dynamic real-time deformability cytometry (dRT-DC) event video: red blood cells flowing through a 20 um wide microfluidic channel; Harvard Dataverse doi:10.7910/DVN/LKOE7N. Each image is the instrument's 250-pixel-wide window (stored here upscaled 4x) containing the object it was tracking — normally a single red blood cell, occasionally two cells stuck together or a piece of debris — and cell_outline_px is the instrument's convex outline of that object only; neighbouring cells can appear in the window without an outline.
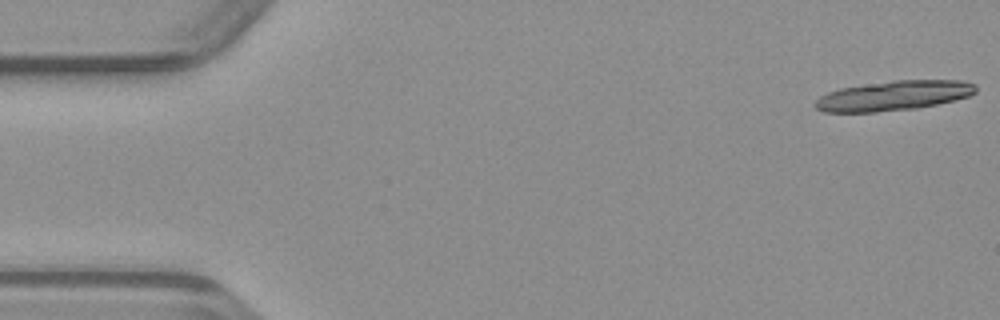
{"species": "common noctule bat (a hibernating species)", "species_latin": "Nyctalus noctula", "temperature_condition": "warm", "stored_images_in_passage": 16, "camera_frame_rate_fps": 3000, "um_per_image_px": 0.085, "animal": {"sex": "male", "body_mass_g": 23.1, "forearm_length_mm": 52.7}, "frame": {"image": 1, "passage_image": 1, "time_ms": 0.0, "image_size_px": [1000, 320], "cell_outline_px": [[976, 92], [968, 96], [956, 100], [916, 108], [876, 112], [824, 112], [816, 108], [816, 100], [820, 96], [828, 92], [840, 88], [892, 80], [960, 80], [976, 84]], "centroid_in_image_um": [75.97, 8.12], "position_along_channel_um": 9.0, "area_um2": 27.8}}